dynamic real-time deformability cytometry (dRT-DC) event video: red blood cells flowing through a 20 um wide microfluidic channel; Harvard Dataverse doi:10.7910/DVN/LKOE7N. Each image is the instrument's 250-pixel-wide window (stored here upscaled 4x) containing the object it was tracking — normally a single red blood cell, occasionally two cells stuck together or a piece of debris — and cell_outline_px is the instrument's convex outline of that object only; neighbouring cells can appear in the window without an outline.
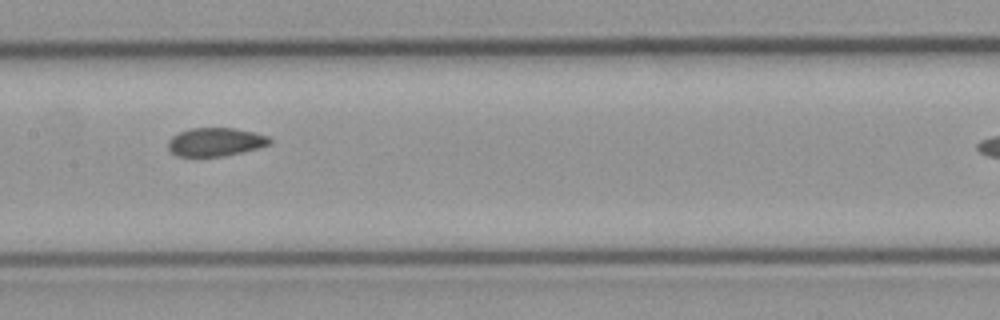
{"species": "common noctule bat (a hibernating species)", "species_latin": "Nyctalus noctula", "temperature_condition": "cold", "stored_images_in_passage": 6, "camera_frame_rate_fps": 3000, "um_per_image_px": 0.085, "animal": {"sex": "male", "body_mass_g": 23.1, "forearm_length_mm": 52.7}, "frame": {"image": 1, "passage_image": 5, "time_ms": 1.333, "image_size_px": [1000, 320], "cell_outline_px": [[272, 144], [224, 156], [176, 156], [168, 148], [168, 140], [172, 136], [188, 128], [232, 128], [252, 132], [268, 136], [272, 140]], "centroid_in_image_um": [18.3, 12.06], "position_along_channel_um": 189.1, "area_um2": 16.7}}